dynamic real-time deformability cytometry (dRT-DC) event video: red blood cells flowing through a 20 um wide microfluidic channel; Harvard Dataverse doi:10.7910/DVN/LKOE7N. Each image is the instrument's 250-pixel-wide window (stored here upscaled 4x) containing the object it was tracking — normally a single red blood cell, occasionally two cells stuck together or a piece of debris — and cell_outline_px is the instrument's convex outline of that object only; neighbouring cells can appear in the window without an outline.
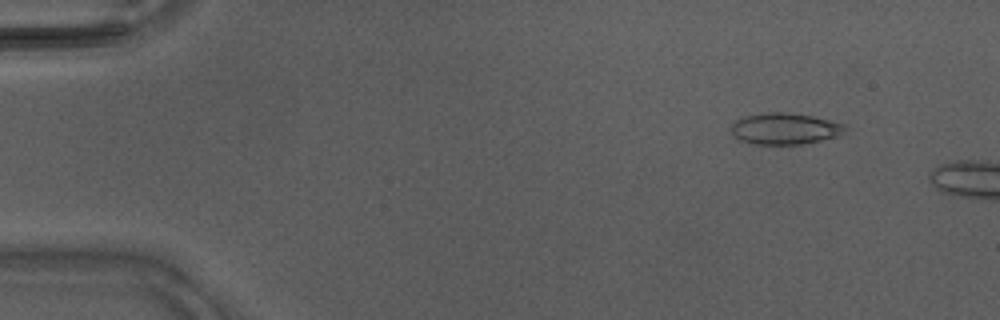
{"species": "Egyptian fruit bat (a non-hibernating species)", "species_latin": "Rousettus aegyptiacus", "temperature_condition": "warm", "stored_images_in_passage": 9, "camera_frame_rate_fps": 3000, "um_per_image_px": 0.085, "animal": {"sex": "male"}, "frame": {"image": 1, "passage_image": 1, "time_ms": 0.0, "image_size_px": [1000, 320], "cell_outline_px": [[848, 128], [844, 132], [836, 136], [820, 140], [800, 144], [752, 144], [740, 140], [732, 132], [732, 124], [736, 120], [744, 116], [768, 112], [780, 112], [812, 116], [844, 124]], "centroid_in_image_um": [66.7, 10.94], "position_along_channel_um": 18.3, "area_um2": 20.52}}